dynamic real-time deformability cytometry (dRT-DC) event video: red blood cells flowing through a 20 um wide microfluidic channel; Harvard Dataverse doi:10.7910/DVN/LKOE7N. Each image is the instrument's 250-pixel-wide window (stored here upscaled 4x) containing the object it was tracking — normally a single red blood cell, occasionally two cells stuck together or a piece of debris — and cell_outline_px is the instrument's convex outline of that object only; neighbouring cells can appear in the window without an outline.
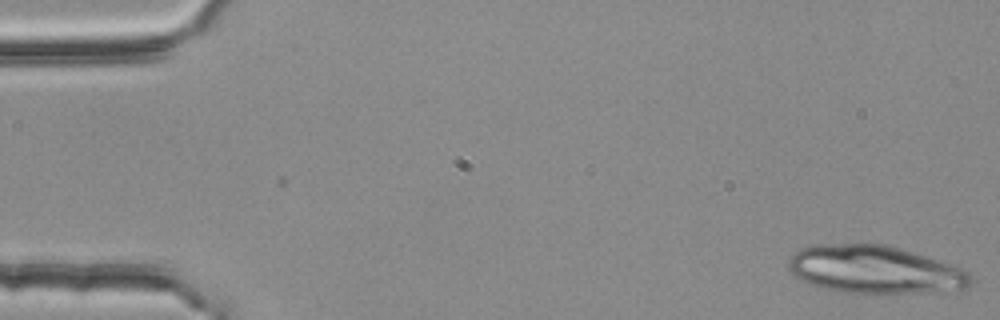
{"species": "common noctule bat (a hibernating species)", "species_latin": "Nyctalus noctula", "temperature_condition": "room temperature", "stored_images_in_passage": 5, "camera_frame_rate_fps": 3000, "um_per_image_px": 0.085, "animal": {"sex": "female", "body_mass_g": 25.1}, "frame": {"image": 1, "passage_image": 5, "time_ms": 1.333, "image_size_px": [1000, 320], "cell_outline_px": [[972, 284], [964, 288], [928, 292], [840, 292], [820, 288], [800, 280], [792, 276], [788, 268], [788, 260], [800, 248], [816, 244], [888, 244], [948, 264], [968, 272], [972, 276]], "centroid_in_image_um": [74.27, 22.91], "position_along_channel_um": 10.7, "area_um2": 50.34}}